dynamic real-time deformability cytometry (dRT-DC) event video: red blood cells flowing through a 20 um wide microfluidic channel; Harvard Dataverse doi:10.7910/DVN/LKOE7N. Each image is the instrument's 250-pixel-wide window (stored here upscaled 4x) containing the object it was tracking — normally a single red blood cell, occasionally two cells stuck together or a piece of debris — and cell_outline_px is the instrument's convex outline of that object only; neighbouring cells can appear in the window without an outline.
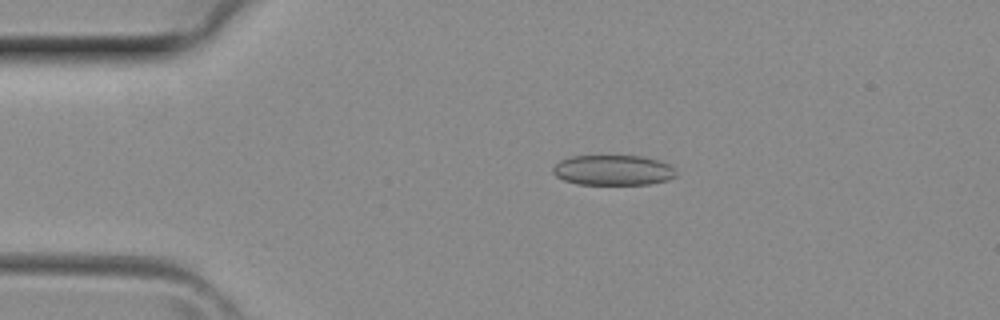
{"species": "common noctule bat (a hibernating species)", "species_latin": "Nyctalus noctula", "temperature_condition": "room temperature", "stored_images_in_passage": 35, "camera_frame_rate_fps": 3000, "um_per_image_px": 0.085, "animal": {"sex": "female", "body_mass_g": 29.2, "forearm_length_mm": 56.3}, "frame": {"image": 1, "passage_image": 3, "time_ms": 0.667, "image_size_px": [1000, 320], "cell_outline_px": [[676, 176], [668, 180], [648, 184], [576, 184], [564, 180], [556, 176], [552, 172], [552, 168], [560, 160], [572, 156], [640, 156], [656, 160], [668, 164], [676, 172]], "centroid_in_image_um": [52.08, 14.47], "position_along_channel_um": 32.9, "area_um2": 21.56}}
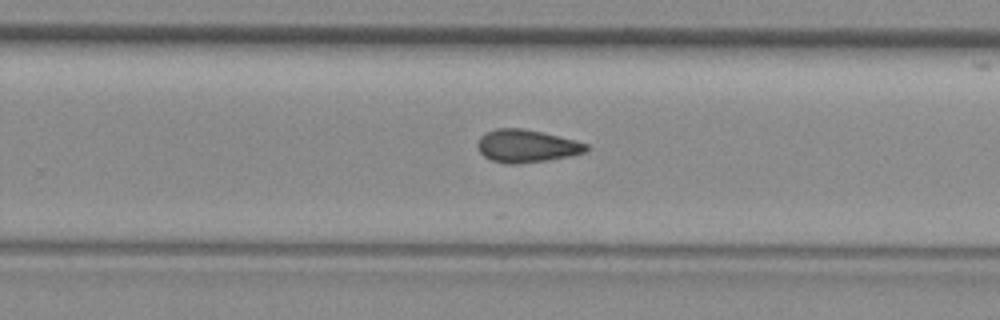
{"frame": {"image": 2, "passage_image": 20, "time_ms": 6.333, "image_size_px": [1000, 320], "cell_outline_px": [[588, 152], [572, 156], [548, 160], [520, 164], [504, 164], [492, 160], [484, 156], [480, 152], [476, 144], [480, 136], [484, 132], [496, 128], [520, 128], [540, 132], [588, 144]], "centroid_in_image_um": [44.73, 12.43], "position_along_channel_um": 285.1, "area_um2": 20.81}}
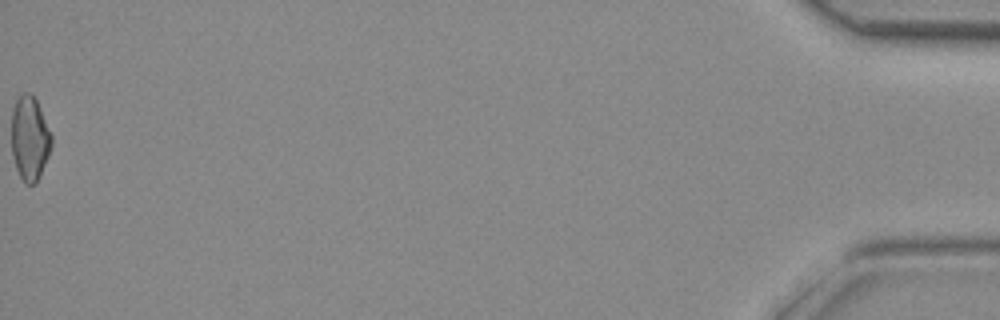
{"frame": {"image": 3, "passage_image": 35, "time_ms": 11.333, "image_size_px": [1000, 320], "cell_outline_px": [[52, 144], [48, 156], [36, 184], [24, 184], [16, 168], [12, 156], [12, 108], [16, 96], [20, 92], [28, 92], [36, 100], [52, 136]], "centroid_in_image_um": [2.5, 11.75], "position_along_channel_um": 432.7, "area_um2": 19.71}}